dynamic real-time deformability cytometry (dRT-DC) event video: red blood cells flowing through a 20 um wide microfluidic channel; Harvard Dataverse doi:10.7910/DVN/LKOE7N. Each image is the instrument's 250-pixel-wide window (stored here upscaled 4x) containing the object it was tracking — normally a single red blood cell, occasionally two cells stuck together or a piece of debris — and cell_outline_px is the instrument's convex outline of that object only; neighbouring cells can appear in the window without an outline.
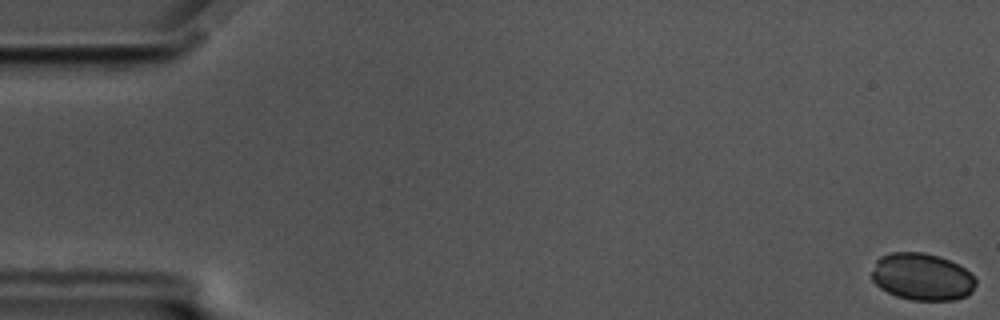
{"species": "common noctule bat (a hibernating species)", "species_latin": "Nyctalus noctula", "temperature_condition": "cold", "stored_images_in_passage": 59, "camera_frame_rate_fps": 3000, "um_per_image_px": 0.085, "animal": {"sex": "male", "body_mass_g": 17.5, "forearm_length_mm": 52.3}, "frame": {"image": 1, "passage_image": 1, "time_ms": 0.0, "image_size_px": [1000, 320], "cell_outline_px": [[976, 284], [972, 292], [968, 296], [952, 300], [912, 300], [896, 296], [880, 288], [872, 280], [872, 272], [876, 260], [880, 256], [892, 252], [924, 252], [940, 256], [964, 268], [976, 280]], "centroid_in_image_um": [78.37, 23.53], "position_along_channel_um": 6.6, "area_um2": 28.61}}
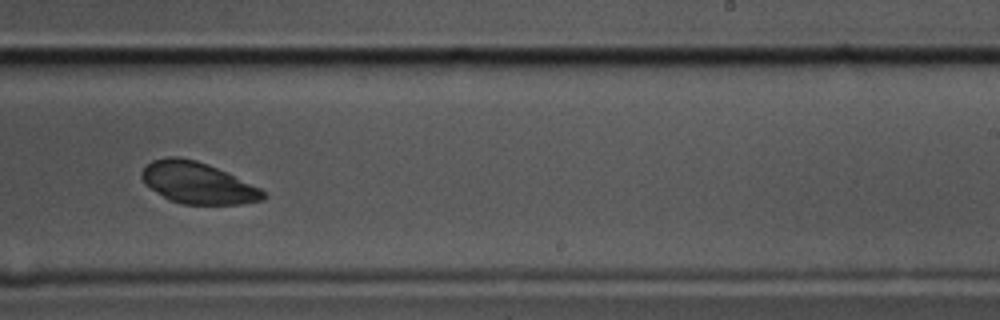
{"frame": {"image": 2, "passage_image": 37, "time_ms": 12.0, "image_size_px": [1000, 320], "cell_outline_px": [[268, 196], [264, 200], [240, 204], [180, 204], [168, 200], [144, 184], [140, 176], [140, 172], [152, 160], [168, 156], [180, 156], [196, 160], [208, 164], [260, 188]], "centroid_in_image_um": [16.77, 15.55], "position_along_channel_um": 272.2, "area_um2": 29.48}}
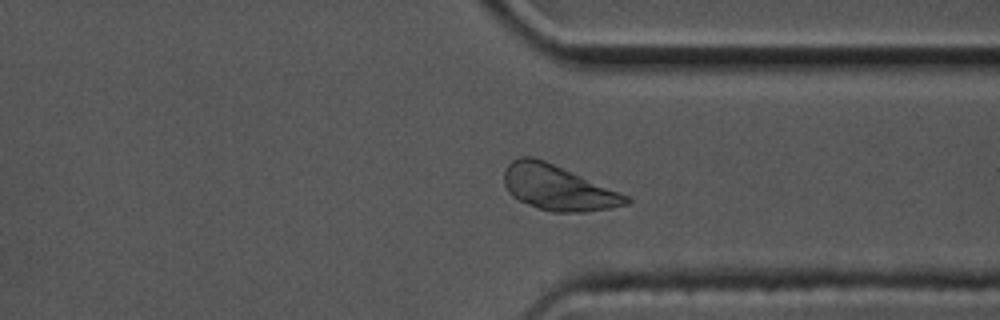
{"frame": {"image": 3, "passage_image": 45, "time_ms": 14.667, "image_size_px": [1000, 320], "cell_outline_px": [[632, 200], [628, 204], [608, 208], [584, 212], [552, 212], [536, 208], [512, 196], [508, 192], [504, 184], [504, 172], [508, 164], [512, 160], [520, 156], [532, 156], [544, 160], [628, 196]], "centroid_in_image_um": [47.37, 15.96], "position_along_channel_um": 364.0, "area_um2": 31.73}}